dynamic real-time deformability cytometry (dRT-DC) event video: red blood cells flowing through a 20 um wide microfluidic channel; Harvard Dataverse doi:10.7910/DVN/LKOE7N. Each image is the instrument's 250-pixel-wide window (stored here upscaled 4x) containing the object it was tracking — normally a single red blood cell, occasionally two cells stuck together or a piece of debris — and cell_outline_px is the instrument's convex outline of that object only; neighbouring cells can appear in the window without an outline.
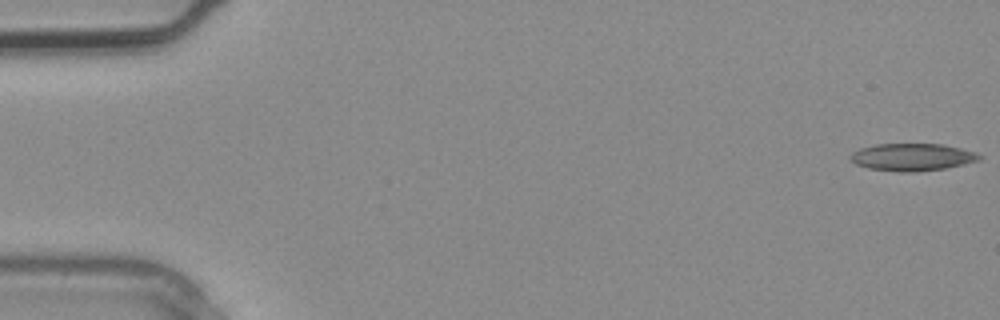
{"species": "common noctule bat (a hibernating species)", "species_latin": "Nyctalus noctula", "temperature_condition": "warm", "stored_images_in_passage": 2, "camera_frame_rate_fps": 3000, "um_per_image_px": 0.085, "animal": {"sex": "male", "body_mass_g": 20.4}, "frame": {"image": 1, "passage_image": 1, "time_ms": 0.0, "image_size_px": [1000, 320], "cell_outline_px": [[984, 156], [980, 160], [964, 164], [944, 168], [916, 172], [896, 172], [868, 168], [856, 164], [848, 156], [852, 152], [860, 148], [876, 144], [944, 144], [976, 152]], "centroid_in_image_um": [77.55, 13.35], "position_along_channel_um": 7.5, "area_um2": 20.69}}